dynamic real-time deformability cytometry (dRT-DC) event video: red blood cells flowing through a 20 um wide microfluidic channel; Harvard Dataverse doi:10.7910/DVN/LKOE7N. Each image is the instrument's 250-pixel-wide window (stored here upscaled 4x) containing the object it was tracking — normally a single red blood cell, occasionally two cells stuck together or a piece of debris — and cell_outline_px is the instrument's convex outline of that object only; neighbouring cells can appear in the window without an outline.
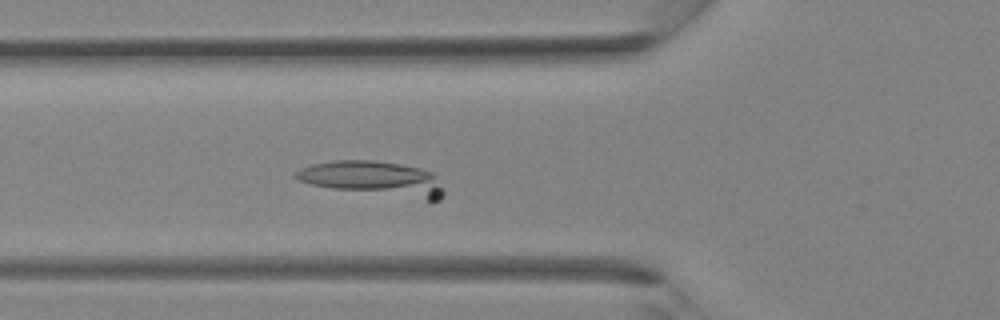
{"species": "Egyptian fruit bat (a non-hibernating species)", "species_latin": "Rousettus aegyptiacus", "temperature_condition": "room temperature", "stored_images_in_passage": 30, "camera_frame_rate_fps": 3000, "um_per_image_px": 0.085, "animal": {"sex": "female"}, "frame": {"image": 1, "passage_image": 7, "time_ms": 2.0, "image_size_px": [1000, 320], "cell_outline_px": [[444, 196], [440, 200], [428, 200], [332, 188], [308, 184], [296, 180], [292, 176], [300, 168], [312, 164], [332, 160], [372, 160], [400, 164], [420, 168], [432, 172], [436, 176], [444, 188]], "centroid_in_image_um": [31.74, 15.17], "position_along_channel_um": 94.1, "area_um2": 29.77}}